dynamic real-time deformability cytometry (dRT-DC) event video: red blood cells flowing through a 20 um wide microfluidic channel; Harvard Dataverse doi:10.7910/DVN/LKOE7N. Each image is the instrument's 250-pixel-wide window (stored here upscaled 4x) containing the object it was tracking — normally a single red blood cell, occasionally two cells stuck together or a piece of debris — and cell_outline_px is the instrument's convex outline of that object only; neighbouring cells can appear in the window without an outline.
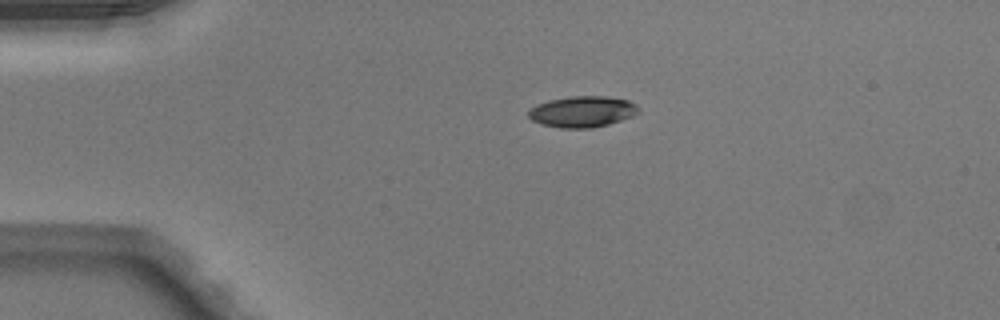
{"species": "Egyptian fruit bat (a non-hibernating species)", "species_latin": "Rousettus aegyptiacus", "temperature_condition": "warm", "stored_images_in_passage": 40, "camera_frame_rate_fps": 3000, "um_per_image_px": 0.085, "animal": {"sex": "male"}, "frame": {"image": 1, "passage_image": 1, "time_ms": 0.0, "image_size_px": [1000, 320], "cell_outline_px": [[640, 112], [632, 116], [608, 124], [592, 128], [560, 128], [540, 124], [532, 120], [528, 116], [528, 112], [536, 104], [548, 100], [572, 96], [608, 96], [628, 100], [636, 104], [640, 108]], "centroid_in_image_um": [49.51, 9.49], "position_along_channel_um": 35.5, "area_um2": 20.06}}
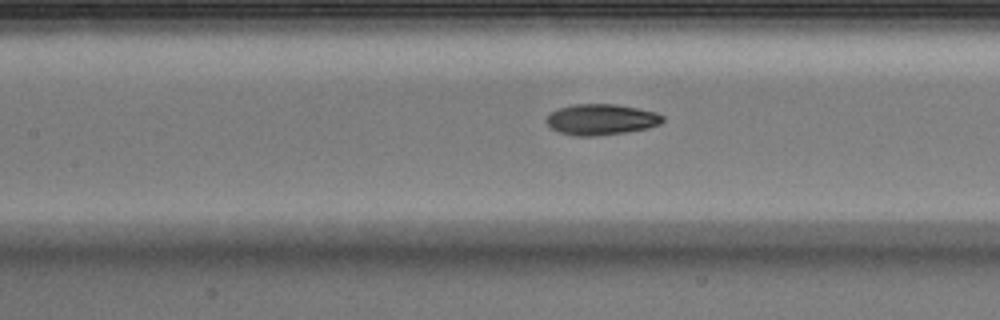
{"frame": {"image": 2, "passage_image": 13, "time_ms": 4.0, "image_size_px": [1000, 320], "cell_outline_px": [[664, 120], [660, 124], [648, 128], [624, 132], [596, 136], [576, 136], [560, 132], [552, 128], [544, 120], [556, 108], [572, 104], [616, 104], [656, 112], [664, 116]], "centroid_in_image_um": [51.09, 10.15], "position_along_channel_um": 156.3, "area_um2": 20.92}}
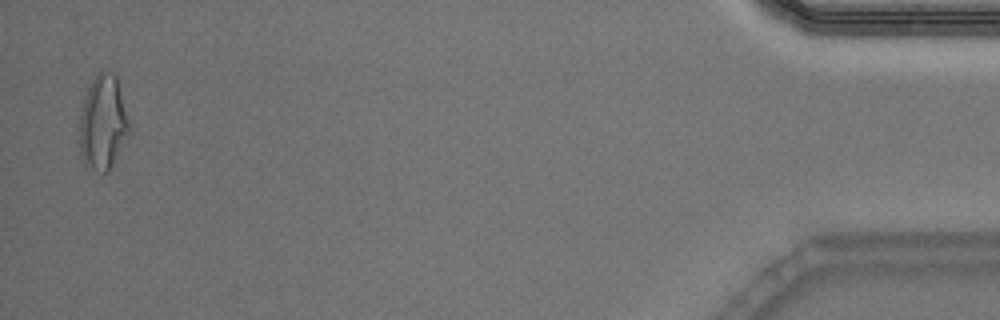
{"frame": {"image": 3, "passage_image": 39, "time_ms": 12.667, "image_size_px": [1000, 320], "cell_outline_px": [[132, 128], [108, 172], [104, 172], [92, 168], [84, 164], [80, 152], [80, 108], [88, 88], [92, 80], [100, 72], [112, 72], [116, 76]], "centroid_in_image_um": [8.76, 10.42], "position_along_channel_um": 426.4, "area_um2": 27.22}, "authors_computed_cell_mechanics": {"area_um2": 20.9525, "velocity_mm_per_s": 4.0873, "shape_relaxation_time_tau1_ms": 3.0011, "shape_relaxation_time_tau2_ms": 1.7037, "deformation_change_tau1": 0.1696, "deformation_change_tau2": 0.0807}}